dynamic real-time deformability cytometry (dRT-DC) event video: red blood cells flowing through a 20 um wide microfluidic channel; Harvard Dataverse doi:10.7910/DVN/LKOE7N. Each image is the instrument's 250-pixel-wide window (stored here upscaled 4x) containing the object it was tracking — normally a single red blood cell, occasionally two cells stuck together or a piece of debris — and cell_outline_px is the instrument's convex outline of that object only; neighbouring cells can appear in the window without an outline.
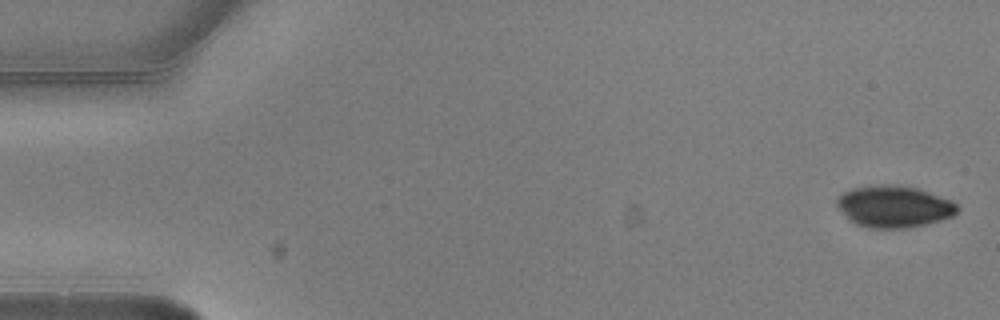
{"species": "common noctule bat (a hibernating species)", "species_latin": "Nyctalus noctula", "temperature_condition": "warm", "stored_images_in_passage": 4, "camera_frame_rate_fps": 3000, "um_per_image_px": 0.085, "animal": {"sex": "male", "body_mass_g": 20.5, "forearm_length_mm": 52.5}, "frame": {"image": 1, "passage_image": 1, "time_ms": 0.0, "image_size_px": [1000, 320], "cell_outline_px": [[960, 208], [952, 216], [940, 220], [908, 228], [868, 228], [856, 224], [848, 220], [836, 204], [836, 196], [852, 188], [876, 184], [896, 184], [920, 188], [952, 200]], "centroid_in_image_um": [75.97, 17.53], "position_along_channel_um": 9.0, "area_um2": 29.71}}